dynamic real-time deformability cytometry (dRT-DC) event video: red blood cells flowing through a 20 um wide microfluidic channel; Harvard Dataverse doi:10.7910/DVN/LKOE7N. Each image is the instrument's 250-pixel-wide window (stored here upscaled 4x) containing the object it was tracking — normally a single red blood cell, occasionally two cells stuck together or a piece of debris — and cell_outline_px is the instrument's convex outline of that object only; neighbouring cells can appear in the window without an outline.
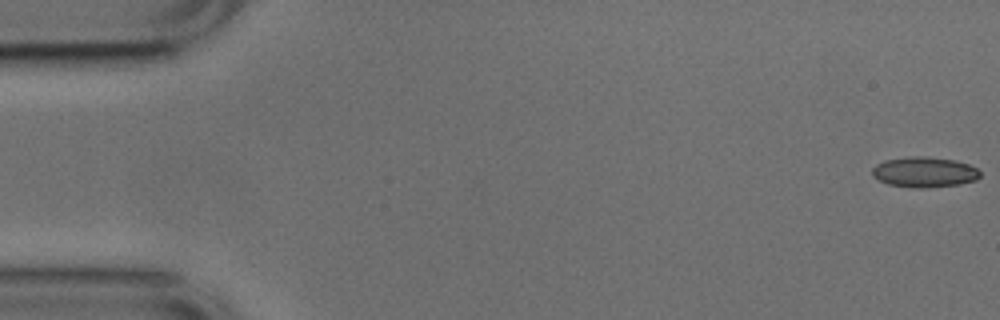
{"species": "common noctule bat (a hibernating species)", "species_latin": "Nyctalus noctula", "temperature_condition": "cold", "stored_images_in_passage": 5, "camera_frame_rate_fps": 3000, "um_per_image_px": 0.085, "animal": {"sex": "male", "body_mass_g": 17.9, "forearm_length_mm": 54.2}, "frame": {"image": 1, "passage_image": 1, "time_ms": 0.0, "image_size_px": [1000, 320], "cell_outline_px": [[980, 176], [976, 180], [960, 184], [924, 188], [912, 188], [888, 184], [872, 176], [872, 168], [876, 164], [884, 160], [912, 156], [928, 156], [952, 160], [968, 164], [976, 168], [980, 172]], "centroid_in_image_um": [78.55, 14.63], "position_along_channel_um": 6.4, "area_um2": 19.13}}
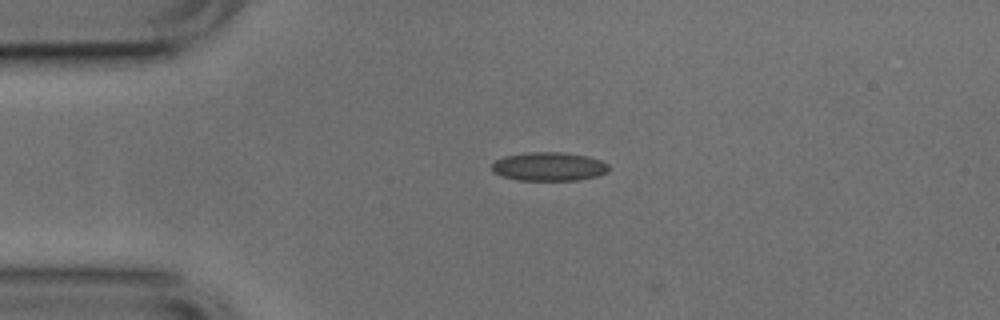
{"frame": {"image": 2, "passage_image": 4, "time_ms": 1.0, "image_size_px": [1000, 320], "cell_outline_px": [[608, 172], [596, 176], [576, 180], [516, 180], [500, 176], [492, 172], [492, 164], [496, 160], [504, 156], [528, 152], [560, 152], [588, 156], [600, 160], [608, 164]], "centroid_in_image_um": [46.62, 14.16], "position_along_channel_um": 38.4, "area_um2": 19.59}}